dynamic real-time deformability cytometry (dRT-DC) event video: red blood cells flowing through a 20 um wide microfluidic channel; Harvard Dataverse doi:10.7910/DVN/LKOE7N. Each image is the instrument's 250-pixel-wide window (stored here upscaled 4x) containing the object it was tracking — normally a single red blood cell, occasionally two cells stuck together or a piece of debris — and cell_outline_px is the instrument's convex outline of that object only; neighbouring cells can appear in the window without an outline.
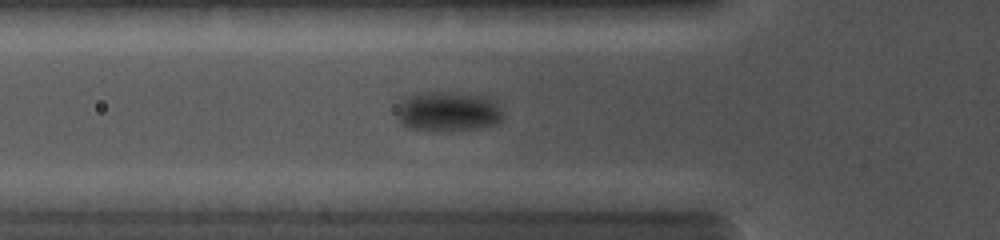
{"species": "common noctule bat (a hibernating species)", "species_latin": "Nyctalus noctula", "temperature_condition": "cold", "stored_images_in_passage": 35, "camera_frame_rate_fps": 5000, "um_per_image_px": 0.085, "animal": {"sex": "female", "body_mass_g": 19.0, "forearm_length_mm": 56.7}, "frame": {"image": 1, "passage_image": 18, "time_ms": 5.2, "image_size_px": [1000, 240], "cell_outline_px": [[504, 116], [500, 120], [492, 124], [480, 128], [448, 132], [440, 132], [408, 128], [400, 124], [396, 116], [396, 112], [404, 100], [412, 96], [436, 92], [452, 92], [480, 96], [492, 100], [504, 112]], "centroid_in_image_um": [38.08, 9.53], "position_along_channel_um": 87.7, "area_um2": 24.45}}
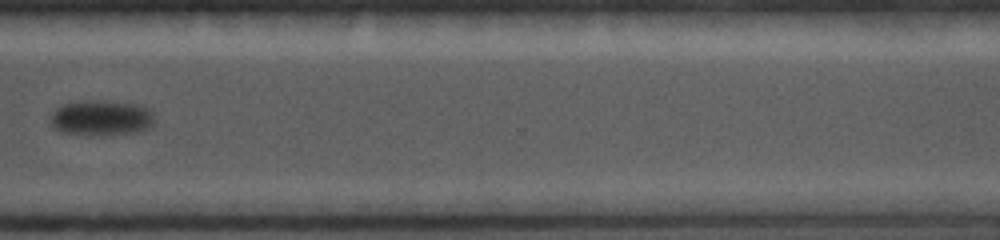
{"frame": {"image": 2, "passage_image": 29, "time_ms": 11.8, "image_size_px": [1000, 240], "cell_outline_px": [[156, 116], [152, 128], [144, 132], [92, 136], [84, 136], [64, 132], [52, 128], [52, 112], [56, 108], [64, 104], [84, 100], [96, 100], [136, 104], [148, 108]], "centroid_in_image_um": [8.67, 10.05], "position_along_channel_um": 361.9, "area_um2": 22.02}}
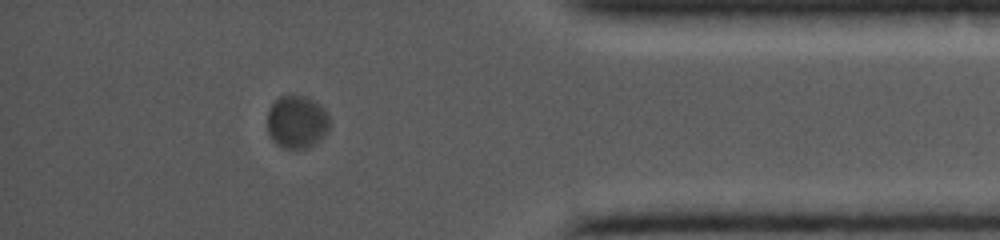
{"frame": {"image": 3, "passage_image": 32, "time_ms": 13.4, "image_size_px": [1000, 240], "cell_outline_px": [[332, 124], [328, 132], [320, 140], [304, 148], [284, 148], [276, 144], [272, 140], [268, 132], [268, 108], [280, 96], [308, 96], [316, 100], [320, 104], [328, 116]], "centroid_in_image_um": [25.26, 10.35], "position_along_channel_um": 409.9, "area_um2": 19.36}}